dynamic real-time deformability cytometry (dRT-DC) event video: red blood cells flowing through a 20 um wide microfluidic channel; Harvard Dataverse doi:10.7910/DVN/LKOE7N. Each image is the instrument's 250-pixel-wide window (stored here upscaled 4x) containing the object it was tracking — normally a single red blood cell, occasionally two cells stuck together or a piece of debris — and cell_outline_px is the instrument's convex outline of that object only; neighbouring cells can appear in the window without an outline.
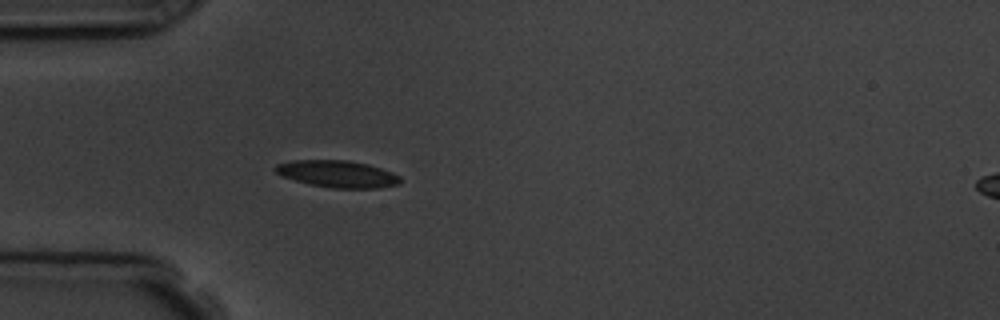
{"species": "common noctule bat (a hibernating species)", "species_latin": "Nyctalus noctula", "temperature_condition": "room temperature", "stored_images_in_passage": 4, "camera_frame_rate_fps": 3000, "um_per_image_px": 0.085, "animal": {"sex": "male", "body_mass_g": 19.5, "forearm_length_mm": 54.6}, "frame": {"image": 1, "passage_image": 4, "time_ms": 3.667, "image_size_px": [1000, 320], "cell_outline_px": [[400, 184], [380, 188], [332, 188], [308, 184], [280, 176], [272, 168], [276, 164], [292, 160], [344, 160], [368, 164], [392, 172], [400, 176]], "centroid_in_image_um": [28.65, 14.79], "position_along_channel_um": 56.4, "area_um2": 19.77}}